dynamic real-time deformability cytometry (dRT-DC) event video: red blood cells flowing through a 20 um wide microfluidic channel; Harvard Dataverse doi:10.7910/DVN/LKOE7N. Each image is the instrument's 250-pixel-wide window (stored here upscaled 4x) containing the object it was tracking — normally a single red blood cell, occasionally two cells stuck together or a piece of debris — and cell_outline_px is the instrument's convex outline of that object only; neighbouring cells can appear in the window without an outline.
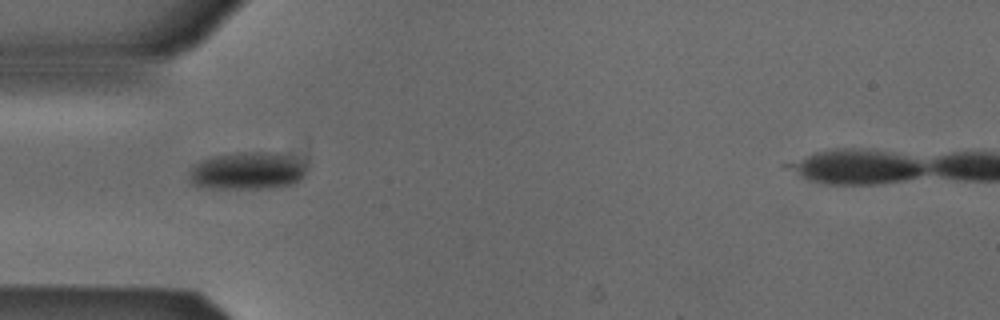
{"species": "Egyptian fruit bat (a non-hibernating species)", "species_latin": "Rousettus aegyptiacus", "temperature_condition": "cold", "stored_images_in_passage": 5, "camera_frame_rate_fps": 3000, "um_per_image_px": 0.085, "animal": {"sex": "male"}, "frame": {"image": 1, "passage_image": 5, "time_ms": 1.333, "image_size_px": [1000, 320], "cell_outline_px": [[308, 168], [304, 176], [300, 180], [292, 184], [268, 188], [212, 188], [192, 184], [188, 176], [192, 168], [196, 164], [204, 160], [216, 156], [240, 152], [276, 152], [304, 160], [308, 164]], "centroid_in_image_um": [21.12, 14.51], "position_along_channel_um": 63.9, "area_um2": 25.72}}